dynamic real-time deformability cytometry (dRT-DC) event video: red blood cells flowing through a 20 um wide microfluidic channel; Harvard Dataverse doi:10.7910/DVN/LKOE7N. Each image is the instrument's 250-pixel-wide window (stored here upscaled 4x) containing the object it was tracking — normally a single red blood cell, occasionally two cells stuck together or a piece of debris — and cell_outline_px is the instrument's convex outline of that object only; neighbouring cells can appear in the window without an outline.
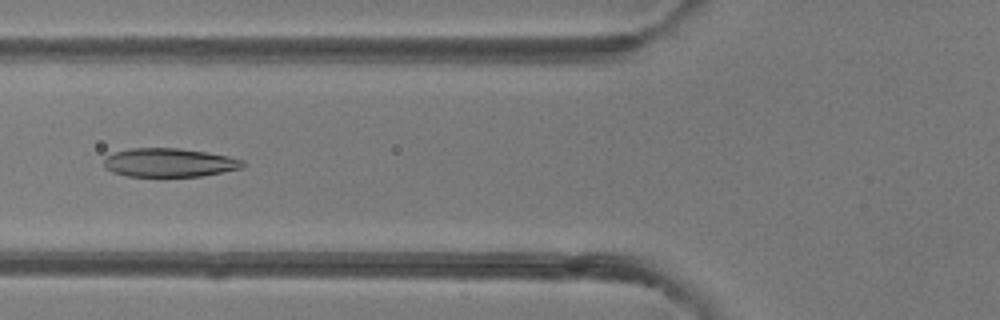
{"species": "common noctule bat (a hibernating species)", "species_latin": "Nyctalus noctula", "temperature_condition": "room temperature", "stored_images_in_passage": 47, "camera_frame_rate_fps": 3000, "um_per_image_px": 0.085, "animal": {"sex": "female"}, "frame": {"image": 1, "passage_image": 17, "time_ms": 5.333, "image_size_px": [1000, 320], "cell_outline_px": [[244, 168], [200, 176], [128, 176], [112, 172], [104, 168], [104, 160], [108, 156], [116, 152], [132, 148], [180, 148], [208, 152], [228, 156], [244, 160]], "centroid_in_image_um": [14.42, 13.82], "position_along_channel_um": 111.4, "area_um2": 23.18}}
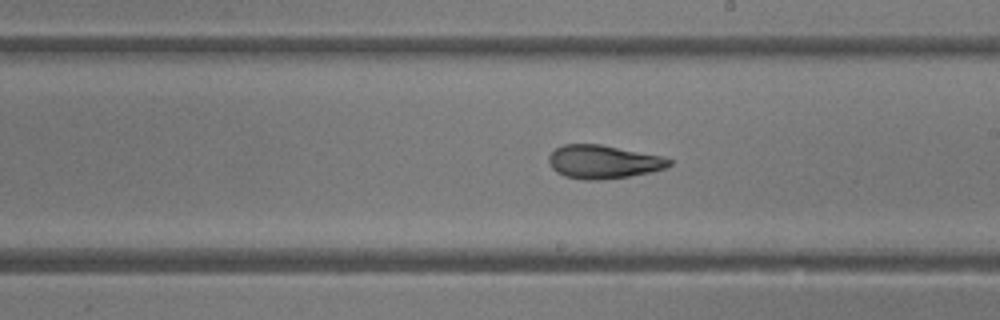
{"frame": {"image": 2, "passage_image": 26, "time_ms": 8.333, "image_size_px": [1000, 320], "cell_outline_px": [[672, 164], [664, 168], [648, 172], [628, 176], [596, 180], [584, 180], [564, 176], [556, 172], [552, 168], [548, 160], [548, 156], [556, 148], [564, 144], [600, 144], [660, 156], [672, 160]], "centroid_in_image_um": [51.23, 13.75], "position_along_channel_um": 237.8, "area_um2": 23.18}}
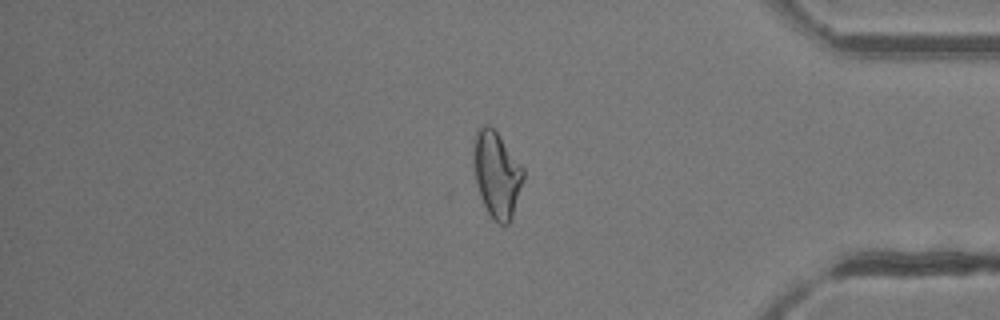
{"frame": {"image": 3, "passage_image": 39, "time_ms": 12.667, "image_size_px": [1000, 320], "cell_outline_px": [[524, 180], [512, 220], [508, 224], [500, 224], [488, 212], [480, 196], [472, 164], [472, 152], [476, 128], [484, 124], [488, 124], [496, 132], [524, 168]], "centroid_in_image_um": [42.21, 14.81], "position_along_channel_um": 393.0, "area_um2": 25.14}, "authors_computed_cell_mechanics": {"area_um2": 24.7384, "velocity_mm_per_s": 4.2011, "shape_relaxation_time_tau1_ms": null, "shape_relaxation_time_tau2_ms": 1.8314, "deformation_change_tau1": null, "deformation_change_tau2": 0.0886}}